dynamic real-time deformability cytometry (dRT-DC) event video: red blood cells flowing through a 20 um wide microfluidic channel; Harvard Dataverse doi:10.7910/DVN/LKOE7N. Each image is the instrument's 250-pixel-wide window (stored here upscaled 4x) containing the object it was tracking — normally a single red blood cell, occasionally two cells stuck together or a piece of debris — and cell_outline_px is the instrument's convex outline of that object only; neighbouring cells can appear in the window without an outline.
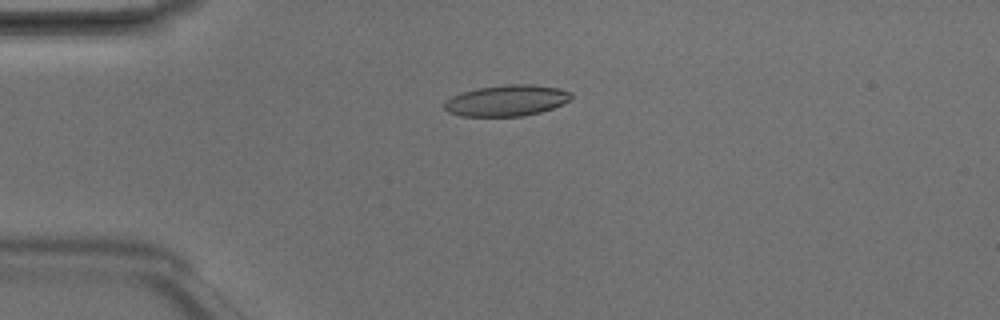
{"species": "Egyptian fruit bat (a non-hibernating species)", "species_latin": "Rousettus aegyptiacus", "temperature_condition": "room temperature", "stored_images_in_passage": 7, "camera_frame_rate_fps": 3000, "um_per_image_px": 0.085, "animal": {"sex": "male"}, "frame": {"image": 1, "passage_image": 4, "time_ms": 1.0, "image_size_px": [1000, 320], "cell_outline_px": [[572, 96], [568, 100], [552, 108], [540, 112], [524, 116], [460, 116], [448, 112], [444, 108], [444, 104], [452, 96], [460, 92], [476, 88], [508, 84], [532, 84], [560, 88], [572, 92]], "centroid_in_image_um": [43.05, 8.54], "position_along_channel_um": 41.9, "area_um2": 23.0}}
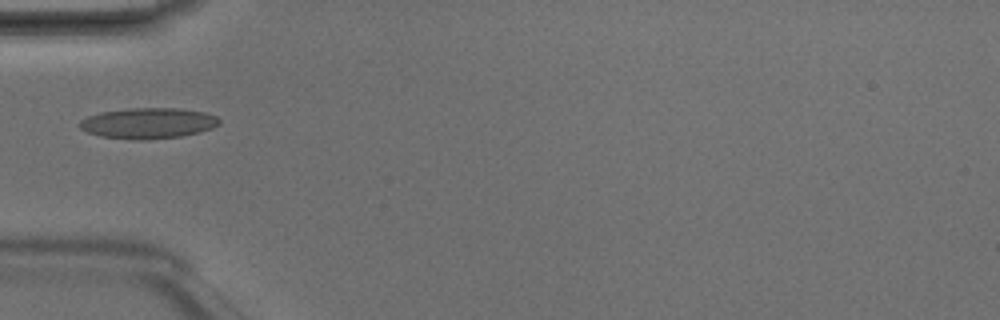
{"frame": {"image": 2, "passage_image": 5, "time_ms": 1.333, "image_size_px": [1000, 320], "cell_outline_px": [[220, 124], [212, 128], [200, 132], [180, 136], [144, 140], [132, 140], [100, 136], [88, 132], [80, 128], [76, 124], [80, 120], [88, 116], [100, 112], [128, 108], [180, 108], [204, 112], [216, 116], [220, 120]], "centroid_in_image_um": [12.57, 10.47], "position_along_channel_um": 72.4, "area_um2": 25.2}}
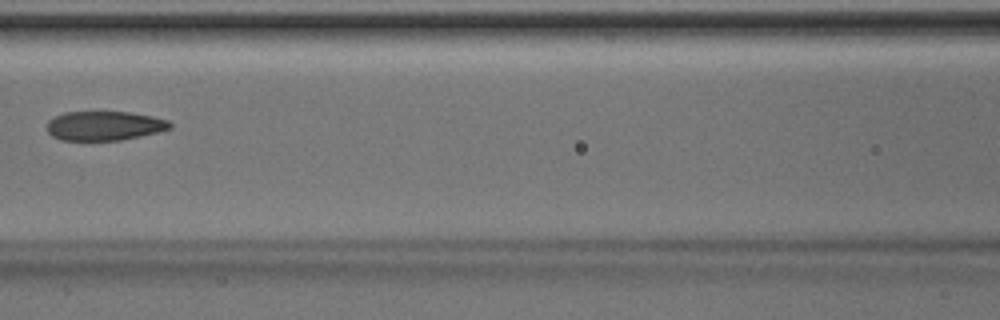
{"frame": {"image": 3, "passage_image": 7, "time_ms": 2.0, "image_size_px": [1000, 320], "cell_outline_px": [[172, 128], [160, 132], [120, 140], [60, 140], [52, 136], [48, 132], [48, 120], [64, 112], [128, 112], [152, 116], [168, 120], [172, 124]], "centroid_in_image_um": [8.89, 10.69], "position_along_channel_um": 157.7, "area_um2": 20.98}}